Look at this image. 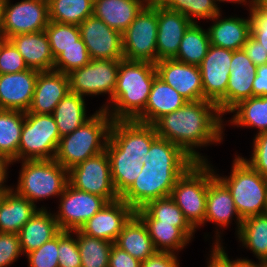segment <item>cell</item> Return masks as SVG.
<instances>
[{"instance_id":"obj_61","label":"cell","mask_w":267,"mask_h":267,"mask_svg":"<svg viewBox=\"0 0 267 267\" xmlns=\"http://www.w3.org/2000/svg\"><path fill=\"white\" fill-rule=\"evenodd\" d=\"M0 160L1 161H11L1 150H0Z\"/></svg>"},{"instance_id":"obj_19","label":"cell","mask_w":267,"mask_h":267,"mask_svg":"<svg viewBox=\"0 0 267 267\" xmlns=\"http://www.w3.org/2000/svg\"><path fill=\"white\" fill-rule=\"evenodd\" d=\"M157 21V61L174 59L181 39L193 23L183 14L166 9L159 3H157Z\"/></svg>"},{"instance_id":"obj_3","label":"cell","mask_w":267,"mask_h":267,"mask_svg":"<svg viewBox=\"0 0 267 267\" xmlns=\"http://www.w3.org/2000/svg\"><path fill=\"white\" fill-rule=\"evenodd\" d=\"M156 76L153 63L121 59L116 88L110 102L113 107L104 104L101 109H105L113 121L135 120L145 110Z\"/></svg>"},{"instance_id":"obj_45","label":"cell","mask_w":267,"mask_h":267,"mask_svg":"<svg viewBox=\"0 0 267 267\" xmlns=\"http://www.w3.org/2000/svg\"><path fill=\"white\" fill-rule=\"evenodd\" d=\"M29 267H59L58 234L40 248L26 254Z\"/></svg>"},{"instance_id":"obj_14","label":"cell","mask_w":267,"mask_h":267,"mask_svg":"<svg viewBox=\"0 0 267 267\" xmlns=\"http://www.w3.org/2000/svg\"><path fill=\"white\" fill-rule=\"evenodd\" d=\"M107 203L105 198L78 190L68 183L61 195L58 214L55 213L54 217L60 230H77Z\"/></svg>"},{"instance_id":"obj_56","label":"cell","mask_w":267,"mask_h":267,"mask_svg":"<svg viewBox=\"0 0 267 267\" xmlns=\"http://www.w3.org/2000/svg\"><path fill=\"white\" fill-rule=\"evenodd\" d=\"M235 267H257V264L249 259H237L235 260Z\"/></svg>"},{"instance_id":"obj_57","label":"cell","mask_w":267,"mask_h":267,"mask_svg":"<svg viewBox=\"0 0 267 267\" xmlns=\"http://www.w3.org/2000/svg\"><path fill=\"white\" fill-rule=\"evenodd\" d=\"M255 4L267 15V0H255Z\"/></svg>"},{"instance_id":"obj_58","label":"cell","mask_w":267,"mask_h":267,"mask_svg":"<svg viewBox=\"0 0 267 267\" xmlns=\"http://www.w3.org/2000/svg\"><path fill=\"white\" fill-rule=\"evenodd\" d=\"M3 3H4V0H0V32H1L2 24H3Z\"/></svg>"},{"instance_id":"obj_30","label":"cell","mask_w":267,"mask_h":267,"mask_svg":"<svg viewBox=\"0 0 267 267\" xmlns=\"http://www.w3.org/2000/svg\"><path fill=\"white\" fill-rule=\"evenodd\" d=\"M114 244L141 262L157 252L145 224L136 214L124 225Z\"/></svg>"},{"instance_id":"obj_17","label":"cell","mask_w":267,"mask_h":267,"mask_svg":"<svg viewBox=\"0 0 267 267\" xmlns=\"http://www.w3.org/2000/svg\"><path fill=\"white\" fill-rule=\"evenodd\" d=\"M157 76L172 86L187 101L204 100L202 77L199 66L174 59L155 63Z\"/></svg>"},{"instance_id":"obj_23","label":"cell","mask_w":267,"mask_h":267,"mask_svg":"<svg viewBox=\"0 0 267 267\" xmlns=\"http://www.w3.org/2000/svg\"><path fill=\"white\" fill-rule=\"evenodd\" d=\"M24 58L28 68L52 71L54 57L45 31L17 34L8 39Z\"/></svg>"},{"instance_id":"obj_59","label":"cell","mask_w":267,"mask_h":267,"mask_svg":"<svg viewBox=\"0 0 267 267\" xmlns=\"http://www.w3.org/2000/svg\"><path fill=\"white\" fill-rule=\"evenodd\" d=\"M215 1V4H216V1L218 2H220V1H222V2H224V1H226V2H230V3H238V4H240V3H247V0H214Z\"/></svg>"},{"instance_id":"obj_48","label":"cell","mask_w":267,"mask_h":267,"mask_svg":"<svg viewBox=\"0 0 267 267\" xmlns=\"http://www.w3.org/2000/svg\"><path fill=\"white\" fill-rule=\"evenodd\" d=\"M253 139L251 159H244L254 170L267 178V132L257 133Z\"/></svg>"},{"instance_id":"obj_2","label":"cell","mask_w":267,"mask_h":267,"mask_svg":"<svg viewBox=\"0 0 267 267\" xmlns=\"http://www.w3.org/2000/svg\"><path fill=\"white\" fill-rule=\"evenodd\" d=\"M220 115L222 114L213 102L187 101L181 108L162 116L153 125L158 137L179 146L195 162H207L194 148L221 143L224 125Z\"/></svg>"},{"instance_id":"obj_54","label":"cell","mask_w":267,"mask_h":267,"mask_svg":"<svg viewBox=\"0 0 267 267\" xmlns=\"http://www.w3.org/2000/svg\"><path fill=\"white\" fill-rule=\"evenodd\" d=\"M253 96H267V63L257 66L253 81Z\"/></svg>"},{"instance_id":"obj_63","label":"cell","mask_w":267,"mask_h":267,"mask_svg":"<svg viewBox=\"0 0 267 267\" xmlns=\"http://www.w3.org/2000/svg\"><path fill=\"white\" fill-rule=\"evenodd\" d=\"M257 267H267V262L265 263H257Z\"/></svg>"},{"instance_id":"obj_46","label":"cell","mask_w":267,"mask_h":267,"mask_svg":"<svg viewBox=\"0 0 267 267\" xmlns=\"http://www.w3.org/2000/svg\"><path fill=\"white\" fill-rule=\"evenodd\" d=\"M29 69L24 58L7 40L0 49V74L19 73Z\"/></svg>"},{"instance_id":"obj_42","label":"cell","mask_w":267,"mask_h":267,"mask_svg":"<svg viewBox=\"0 0 267 267\" xmlns=\"http://www.w3.org/2000/svg\"><path fill=\"white\" fill-rule=\"evenodd\" d=\"M54 59L67 47L77 44L80 38L78 25L49 21L45 28Z\"/></svg>"},{"instance_id":"obj_4","label":"cell","mask_w":267,"mask_h":267,"mask_svg":"<svg viewBox=\"0 0 267 267\" xmlns=\"http://www.w3.org/2000/svg\"><path fill=\"white\" fill-rule=\"evenodd\" d=\"M112 122L106 110L99 109L79 128L60 138L54 159L69 170L105 151Z\"/></svg>"},{"instance_id":"obj_9","label":"cell","mask_w":267,"mask_h":267,"mask_svg":"<svg viewBox=\"0 0 267 267\" xmlns=\"http://www.w3.org/2000/svg\"><path fill=\"white\" fill-rule=\"evenodd\" d=\"M157 27V3L147 4L122 33L124 59L155 64Z\"/></svg>"},{"instance_id":"obj_35","label":"cell","mask_w":267,"mask_h":267,"mask_svg":"<svg viewBox=\"0 0 267 267\" xmlns=\"http://www.w3.org/2000/svg\"><path fill=\"white\" fill-rule=\"evenodd\" d=\"M237 236L260 263L267 262V213L245 218Z\"/></svg>"},{"instance_id":"obj_11","label":"cell","mask_w":267,"mask_h":267,"mask_svg":"<svg viewBox=\"0 0 267 267\" xmlns=\"http://www.w3.org/2000/svg\"><path fill=\"white\" fill-rule=\"evenodd\" d=\"M120 61L91 59L85 66L72 70L68 74L70 92L82 97L108 93L111 100L117 84Z\"/></svg>"},{"instance_id":"obj_10","label":"cell","mask_w":267,"mask_h":267,"mask_svg":"<svg viewBox=\"0 0 267 267\" xmlns=\"http://www.w3.org/2000/svg\"><path fill=\"white\" fill-rule=\"evenodd\" d=\"M68 183L78 190L99 195L108 202L120 199L112 181L106 150L71 167L68 170Z\"/></svg>"},{"instance_id":"obj_43","label":"cell","mask_w":267,"mask_h":267,"mask_svg":"<svg viewBox=\"0 0 267 267\" xmlns=\"http://www.w3.org/2000/svg\"><path fill=\"white\" fill-rule=\"evenodd\" d=\"M90 60L86 45L80 37L77 44L65 48L55 58L53 70L69 74L72 70L88 64Z\"/></svg>"},{"instance_id":"obj_29","label":"cell","mask_w":267,"mask_h":267,"mask_svg":"<svg viewBox=\"0 0 267 267\" xmlns=\"http://www.w3.org/2000/svg\"><path fill=\"white\" fill-rule=\"evenodd\" d=\"M60 231L54 214L49 213L44 207L39 208L18 233L22 253L28 254L40 248Z\"/></svg>"},{"instance_id":"obj_55","label":"cell","mask_w":267,"mask_h":267,"mask_svg":"<svg viewBox=\"0 0 267 267\" xmlns=\"http://www.w3.org/2000/svg\"><path fill=\"white\" fill-rule=\"evenodd\" d=\"M12 161H1L0 160V195L7 191L10 187H6L4 182L7 178V167L11 164Z\"/></svg>"},{"instance_id":"obj_36","label":"cell","mask_w":267,"mask_h":267,"mask_svg":"<svg viewBox=\"0 0 267 267\" xmlns=\"http://www.w3.org/2000/svg\"><path fill=\"white\" fill-rule=\"evenodd\" d=\"M210 46L208 30L193 23L185 32L174 60L199 66Z\"/></svg>"},{"instance_id":"obj_53","label":"cell","mask_w":267,"mask_h":267,"mask_svg":"<svg viewBox=\"0 0 267 267\" xmlns=\"http://www.w3.org/2000/svg\"><path fill=\"white\" fill-rule=\"evenodd\" d=\"M216 242L214 243L212 253L210 254V260L207 262L208 267H235V260L231 261L226 253V251L223 249L224 247L220 243V236L217 230H216ZM219 237V239H218Z\"/></svg>"},{"instance_id":"obj_27","label":"cell","mask_w":267,"mask_h":267,"mask_svg":"<svg viewBox=\"0 0 267 267\" xmlns=\"http://www.w3.org/2000/svg\"><path fill=\"white\" fill-rule=\"evenodd\" d=\"M39 208L12 187L0 195V232L18 234Z\"/></svg>"},{"instance_id":"obj_47","label":"cell","mask_w":267,"mask_h":267,"mask_svg":"<svg viewBox=\"0 0 267 267\" xmlns=\"http://www.w3.org/2000/svg\"><path fill=\"white\" fill-rule=\"evenodd\" d=\"M22 255L19 234L0 232V267L13 264Z\"/></svg>"},{"instance_id":"obj_8","label":"cell","mask_w":267,"mask_h":267,"mask_svg":"<svg viewBox=\"0 0 267 267\" xmlns=\"http://www.w3.org/2000/svg\"><path fill=\"white\" fill-rule=\"evenodd\" d=\"M60 134L52 114L25 113L18 161L54 159Z\"/></svg>"},{"instance_id":"obj_32","label":"cell","mask_w":267,"mask_h":267,"mask_svg":"<svg viewBox=\"0 0 267 267\" xmlns=\"http://www.w3.org/2000/svg\"><path fill=\"white\" fill-rule=\"evenodd\" d=\"M111 166V177L116 192L121 196L136 180L143 164L141 158L122 156L120 151L109 139L106 145Z\"/></svg>"},{"instance_id":"obj_50","label":"cell","mask_w":267,"mask_h":267,"mask_svg":"<svg viewBox=\"0 0 267 267\" xmlns=\"http://www.w3.org/2000/svg\"><path fill=\"white\" fill-rule=\"evenodd\" d=\"M108 267H141V261L113 244L110 250Z\"/></svg>"},{"instance_id":"obj_39","label":"cell","mask_w":267,"mask_h":267,"mask_svg":"<svg viewBox=\"0 0 267 267\" xmlns=\"http://www.w3.org/2000/svg\"><path fill=\"white\" fill-rule=\"evenodd\" d=\"M152 219L180 228L190 239L196 231L185 219L183 212L170 197H163L147 203L142 208Z\"/></svg>"},{"instance_id":"obj_44","label":"cell","mask_w":267,"mask_h":267,"mask_svg":"<svg viewBox=\"0 0 267 267\" xmlns=\"http://www.w3.org/2000/svg\"><path fill=\"white\" fill-rule=\"evenodd\" d=\"M58 264L59 267H81L78 243L71 231L58 233Z\"/></svg>"},{"instance_id":"obj_21","label":"cell","mask_w":267,"mask_h":267,"mask_svg":"<svg viewBox=\"0 0 267 267\" xmlns=\"http://www.w3.org/2000/svg\"><path fill=\"white\" fill-rule=\"evenodd\" d=\"M69 92L68 74L55 70L39 72L31 105L25 113L52 114Z\"/></svg>"},{"instance_id":"obj_34","label":"cell","mask_w":267,"mask_h":267,"mask_svg":"<svg viewBox=\"0 0 267 267\" xmlns=\"http://www.w3.org/2000/svg\"><path fill=\"white\" fill-rule=\"evenodd\" d=\"M25 112L0 109V150L12 161H18Z\"/></svg>"},{"instance_id":"obj_40","label":"cell","mask_w":267,"mask_h":267,"mask_svg":"<svg viewBox=\"0 0 267 267\" xmlns=\"http://www.w3.org/2000/svg\"><path fill=\"white\" fill-rule=\"evenodd\" d=\"M81 257V267H108L112 245L109 241L88 236L79 229L73 230Z\"/></svg>"},{"instance_id":"obj_49","label":"cell","mask_w":267,"mask_h":267,"mask_svg":"<svg viewBox=\"0 0 267 267\" xmlns=\"http://www.w3.org/2000/svg\"><path fill=\"white\" fill-rule=\"evenodd\" d=\"M251 36L262 44L267 50V15L255 4V0L249 2Z\"/></svg>"},{"instance_id":"obj_38","label":"cell","mask_w":267,"mask_h":267,"mask_svg":"<svg viewBox=\"0 0 267 267\" xmlns=\"http://www.w3.org/2000/svg\"><path fill=\"white\" fill-rule=\"evenodd\" d=\"M94 0H48L49 21L80 25L93 15Z\"/></svg>"},{"instance_id":"obj_16","label":"cell","mask_w":267,"mask_h":267,"mask_svg":"<svg viewBox=\"0 0 267 267\" xmlns=\"http://www.w3.org/2000/svg\"><path fill=\"white\" fill-rule=\"evenodd\" d=\"M157 137L154 125L135 120L113 121L109 133V140L122 151V156L138 158L147 155Z\"/></svg>"},{"instance_id":"obj_13","label":"cell","mask_w":267,"mask_h":267,"mask_svg":"<svg viewBox=\"0 0 267 267\" xmlns=\"http://www.w3.org/2000/svg\"><path fill=\"white\" fill-rule=\"evenodd\" d=\"M49 23L48 0H22L3 3L1 32L9 39L17 34L44 31Z\"/></svg>"},{"instance_id":"obj_60","label":"cell","mask_w":267,"mask_h":267,"mask_svg":"<svg viewBox=\"0 0 267 267\" xmlns=\"http://www.w3.org/2000/svg\"><path fill=\"white\" fill-rule=\"evenodd\" d=\"M7 40L8 38L2 32H0V49Z\"/></svg>"},{"instance_id":"obj_5","label":"cell","mask_w":267,"mask_h":267,"mask_svg":"<svg viewBox=\"0 0 267 267\" xmlns=\"http://www.w3.org/2000/svg\"><path fill=\"white\" fill-rule=\"evenodd\" d=\"M229 177L218 178L230 190L237 212L242 220L266 213L267 178L254 170L241 156H237Z\"/></svg>"},{"instance_id":"obj_26","label":"cell","mask_w":267,"mask_h":267,"mask_svg":"<svg viewBox=\"0 0 267 267\" xmlns=\"http://www.w3.org/2000/svg\"><path fill=\"white\" fill-rule=\"evenodd\" d=\"M233 215L237 218L238 234L243 220L237 212L230 190L216 175L208 184L205 222L211 221L220 227H227Z\"/></svg>"},{"instance_id":"obj_20","label":"cell","mask_w":267,"mask_h":267,"mask_svg":"<svg viewBox=\"0 0 267 267\" xmlns=\"http://www.w3.org/2000/svg\"><path fill=\"white\" fill-rule=\"evenodd\" d=\"M39 72L29 68L19 73L0 74V109L27 112Z\"/></svg>"},{"instance_id":"obj_22","label":"cell","mask_w":267,"mask_h":267,"mask_svg":"<svg viewBox=\"0 0 267 267\" xmlns=\"http://www.w3.org/2000/svg\"><path fill=\"white\" fill-rule=\"evenodd\" d=\"M230 76L226 88V113L239 102L253 96V81L257 66L248 58L243 49L233 51Z\"/></svg>"},{"instance_id":"obj_41","label":"cell","mask_w":267,"mask_h":267,"mask_svg":"<svg viewBox=\"0 0 267 267\" xmlns=\"http://www.w3.org/2000/svg\"><path fill=\"white\" fill-rule=\"evenodd\" d=\"M159 4L166 9L183 14L192 23H197L194 20L196 18L211 20L220 12L214 0H160Z\"/></svg>"},{"instance_id":"obj_24","label":"cell","mask_w":267,"mask_h":267,"mask_svg":"<svg viewBox=\"0 0 267 267\" xmlns=\"http://www.w3.org/2000/svg\"><path fill=\"white\" fill-rule=\"evenodd\" d=\"M187 100L158 76L154 78L145 110L135 121L154 124L162 116L181 108Z\"/></svg>"},{"instance_id":"obj_12","label":"cell","mask_w":267,"mask_h":267,"mask_svg":"<svg viewBox=\"0 0 267 267\" xmlns=\"http://www.w3.org/2000/svg\"><path fill=\"white\" fill-rule=\"evenodd\" d=\"M232 57L233 50L210 44L206 56L199 65L204 100L215 103L222 115L226 113V88Z\"/></svg>"},{"instance_id":"obj_15","label":"cell","mask_w":267,"mask_h":267,"mask_svg":"<svg viewBox=\"0 0 267 267\" xmlns=\"http://www.w3.org/2000/svg\"><path fill=\"white\" fill-rule=\"evenodd\" d=\"M79 30L90 59H124L122 34L101 19L92 15L79 25Z\"/></svg>"},{"instance_id":"obj_1","label":"cell","mask_w":267,"mask_h":267,"mask_svg":"<svg viewBox=\"0 0 267 267\" xmlns=\"http://www.w3.org/2000/svg\"><path fill=\"white\" fill-rule=\"evenodd\" d=\"M140 162L143 164L140 174L120 196L135 211L153 200L170 196L177 179L195 163L179 146L160 137L152 142Z\"/></svg>"},{"instance_id":"obj_28","label":"cell","mask_w":267,"mask_h":267,"mask_svg":"<svg viewBox=\"0 0 267 267\" xmlns=\"http://www.w3.org/2000/svg\"><path fill=\"white\" fill-rule=\"evenodd\" d=\"M146 5L143 0H94L93 15L122 34Z\"/></svg>"},{"instance_id":"obj_51","label":"cell","mask_w":267,"mask_h":267,"mask_svg":"<svg viewBox=\"0 0 267 267\" xmlns=\"http://www.w3.org/2000/svg\"><path fill=\"white\" fill-rule=\"evenodd\" d=\"M242 49L255 66L267 63V50L265 51L262 44L255 40L251 35L248 37Z\"/></svg>"},{"instance_id":"obj_37","label":"cell","mask_w":267,"mask_h":267,"mask_svg":"<svg viewBox=\"0 0 267 267\" xmlns=\"http://www.w3.org/2000/svg\"><path fill=\"white\" fill-rule=\"evenodd\" d=\"M230 112L236 113L229 120L232 124L238 127H256L258 133L267 132V96H252L245 99Z\"/></svg>"},{"instance_id":"obj_7","label":"cell","mask_w":267,"mask_h":267,"mask_svg":"<svg viewBox=\"0 0 267 267\" xmlns=\"http://www.w3.org/2000/svg\"><path fill=\"white\" fill-rule=\"evenodd\" d=\"M21 166L15 191L32 203L61 196L68 184V170L55 159L22 160Z\"/></svg>"},{"instance_id":"obj_31","label":"cell","mask_w":267,"mask_h":267,"mask_svg":"<svg viewBox=\"0 0 267 267\" xmlns=\"http://www.w3.org/2000/svg\"><path fill=\"white\" fill-rule=\"evenodd\" d=\"M135 214L145 224L157 251L174 253L175 250L183 249L191 240L180 228L152 219L142 208Z\"/></svg>"},{"instance_id":"obj_18","label":"cell","mask_w":267,"mask_h":267,"mask_svg":"<svg viewBox=\"0 0 267 267\" xmlns=\"http://www.w3.org/2000/svg\"><path fill=\"white\" fill-rule=\"evenodd\" d=\"M135 210L122 199L108 202L79 229L88 236L115 243Z\"/></svg>"},{"instance_id":"obj_62","label":"cell","mask_w":267,"mask_h":267,"mask_svg":"<svg viewBox=\"0 0 267 267\" xmlns=\"http://www.w3.org/2000/svg\"><path fill=\"white\" fill-rule=\"evenodd\" d=\"M146 4H155L159 3L160 0H143Z\"/></svg>"},{"instance_id":"obj_25","label":"cell","mask_w":267,"mask_h":267,"mask_svg":"<svg viewBox=\"0 0 267 267\" xmlns=\"http://www.w3.org/2000/svg\"><path fill=\"white\" fill-rule=\"evenodd\" d=\"M219 12L211 20L215 22L207 30L209 33L210 44L230 50H240L243 48L251 34V20L229 17L219 19Z\"/></svg>"},{"instance_id":"obj_52","label":"cell","mask_w":267,"mask_h":267,"mask_svg":"<svg viewBox=\"0 0 267 267\" xmlns=\"http://www.w3.org/2000/svg\"><path fill=\"white\" fill-rule=\"evenodd\" d=\"M177 255L172 252L157 251L141 262V267H179Z\"/></svg>"},{"instance_id":"obj_33","label":"cell","mask_w":267,"mask_h":267,"mask_svg":"<svg viewBox=\"0 0 267 267\" xmlns=\"http://www.w3.org/2000/svg\"><path fill=\"white\" fill-rule=\"evenodd\" d=\"M83 98L69 92L54 109L52 115L61 137L72 133L90 118L86 117V104Z\"/></svg>"},{"instance_id":"obj_6","label":"cell","mask_w":267,"mask_h":267,"mask_svg":"<svg viewBox=\"0 0 267 267\" xmlns=\"http://www.w3.org/2000/svg\"><path fill=\"white\" fill-rule=\"evenodd\" d=\"M215 176L208 161L195 162L177 179L171 191L170 197L194 229L205 223L208 184Z\"/></svg>"}]
</instances>
